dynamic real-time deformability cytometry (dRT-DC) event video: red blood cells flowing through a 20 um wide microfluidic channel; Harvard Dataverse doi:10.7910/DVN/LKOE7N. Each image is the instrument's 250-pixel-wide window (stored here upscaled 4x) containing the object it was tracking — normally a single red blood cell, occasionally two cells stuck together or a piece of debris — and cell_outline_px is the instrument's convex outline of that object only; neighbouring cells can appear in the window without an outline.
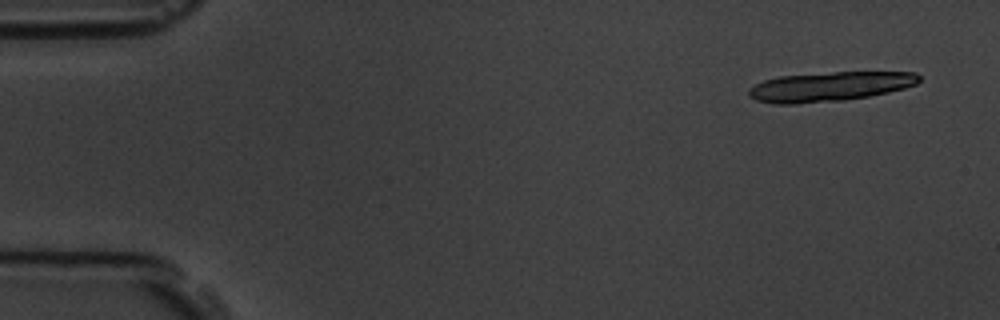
{"species": "common noctule bat (a hibernating species)", "species_latin": "Nyctalus noctula", "temperature_condition": "room temperature", "stored_images_in_passage": 11, "segment_of_instrument_passage": [1, 2], "camera_frame_rate_fps": 3000, "um_per_image_px": 0.085, "animal": {"sex": "male", "body_mass_g": 19.5, "forearm_length_mm": 54.6}, "frame": {"image": 1, "passage_image": 1, "time_ms": 0.0, "image_size_px": [1000, 320], "cell_outline_px": [[920, 80], [916, 84], [904, 88], [888, 92], [868, 96], [844, 100], [796, 104], [776, 104], [756, 100], [748, 96], [748, 88], [764, 80], [780, 76], [832, 72], [916, 72], [920, 76]], "centroid_in_image_um": [70.5, 7.36], "position_along_channel_um": 14.5, "area_um2": 29.25}}